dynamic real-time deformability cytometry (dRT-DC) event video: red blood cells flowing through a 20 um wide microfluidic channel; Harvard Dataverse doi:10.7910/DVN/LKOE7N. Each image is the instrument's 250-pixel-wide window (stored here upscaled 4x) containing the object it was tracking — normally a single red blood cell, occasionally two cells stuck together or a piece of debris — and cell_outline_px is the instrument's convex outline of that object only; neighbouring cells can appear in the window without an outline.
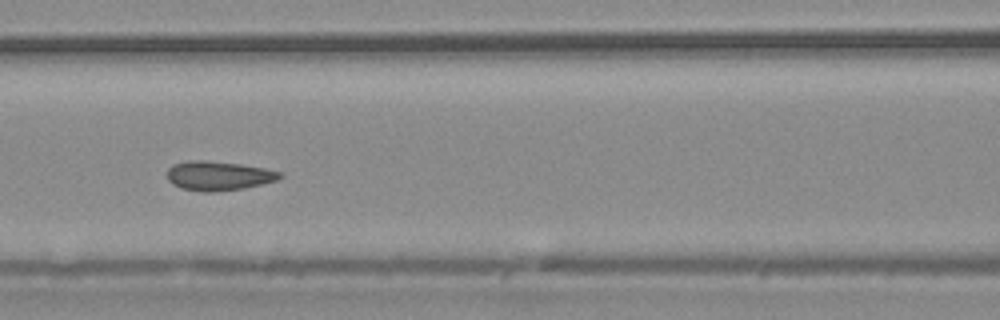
{"species": "common noctule bat (a hibernating species)", "species_latin": "Nyctalus noctula", "temperature_condition": "warm", "stored_images_in_passage": 9, "camera_frame_rate_fps": 3000, "um_per_image_px": 0.085, "animal": {"sex": "male", "body_mass_g": 20.4}, "frame": {"image": 1, "passage_image": 7, "time_ms": 2.0, "image_size_px": [1000, 320], "cell_outline_px": [[284, 176], [276, 180], [244, 188], [212, 192], [200, 192], [180, 188], [172, 184], [168, 180], [168, 168], [172, 164], [192, 160], [204, 160], [240, 164], [264, 168], [284, 172]], "centroid_in_image_um": [18.57, 14.94], "position_along_channel_um": 148.0, "area_um2": 19.31}}
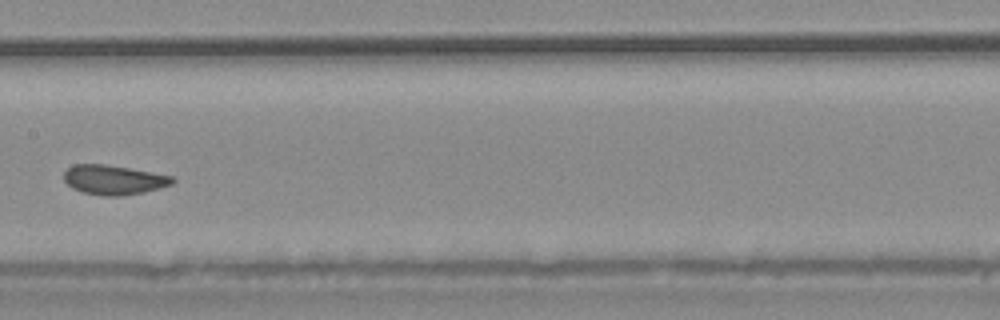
{"frame": {"image": 2, "passage_image": 8, "time_ms": 2.333, "image_size_px": [1000, 320], "cell_outline_px": [[176, 180], [172, 184], [160, 188], [144, 192], [120, 196], [104, 196], [84, 192], [72, 188], [64, 180], [64, 172], [72, 164], [104, 164], [176, 176]], "centroid_in_image_um": [9.7, 15.28], "position_along_channel_um": 197.7, "area_um2": 18.73}}
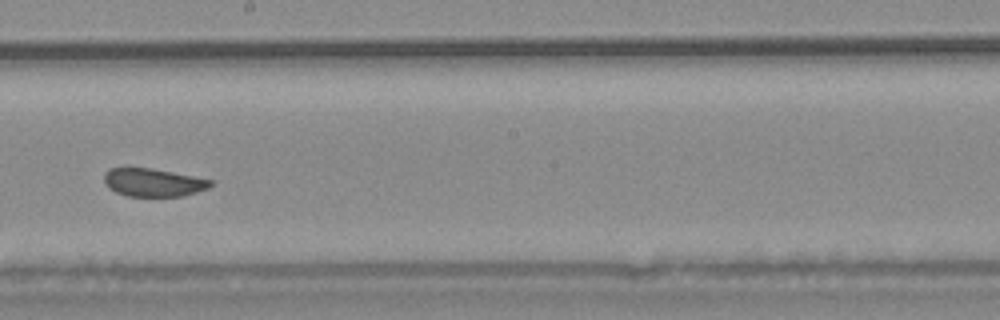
{"frame": {"image": 3, "passage_image": 9, "time_ms": 2.667, "image_size_px": [1000, 320], "cell_outline_px": [[212, 184], [208, 188], [184, 196], [128, 196], [116, 192], [108, 188], [104, 184], [104, 172], [108, 168], [124, 164], [128, 164], [152, 168], [212, 180]], "centroid_in_image_um": [12.9, 15.46], "position_along_channel_um": 235.3, "area_um2": 18.09}}